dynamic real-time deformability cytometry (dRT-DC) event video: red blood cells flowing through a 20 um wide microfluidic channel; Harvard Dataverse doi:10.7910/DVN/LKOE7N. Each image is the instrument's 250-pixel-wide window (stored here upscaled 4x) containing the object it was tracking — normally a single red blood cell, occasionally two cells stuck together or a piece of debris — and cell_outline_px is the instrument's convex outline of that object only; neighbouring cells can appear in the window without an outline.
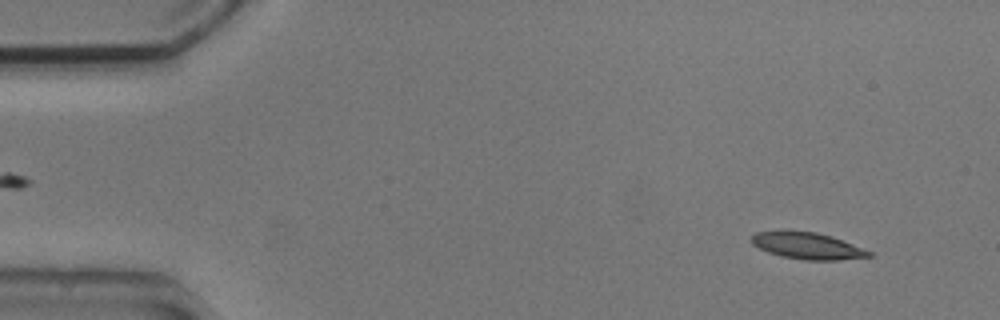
{"species": "common noctule bat (a hibernating species)", "species_latin": "Nyctalus noctula", "temperature_condition": "cold", "stored_images_in_passage": 54, "camera_frame_rate_fps": 3000, "um_per_image_px": 0.085, "animal": {"sex": "male", "body_mass_g": 20.5, "forearm_length_mm": 52.5}, "frame": {"image": 1, "passage_image": 5, "time_ms": 1.333, "image_size_px": [1000, 320], "cell_outline_px": [[872, 256], [836, 260], [804, 260], [780, 256], [768, 252], [752, 244], [752, 236], [756, 232], [780, 228], [816, 232], [832, 236], [872, 252]], "centroid_in_image_um": [68.56, 20.85], "position_along_channel_um": 16.4, "area_um2": 18.61}}
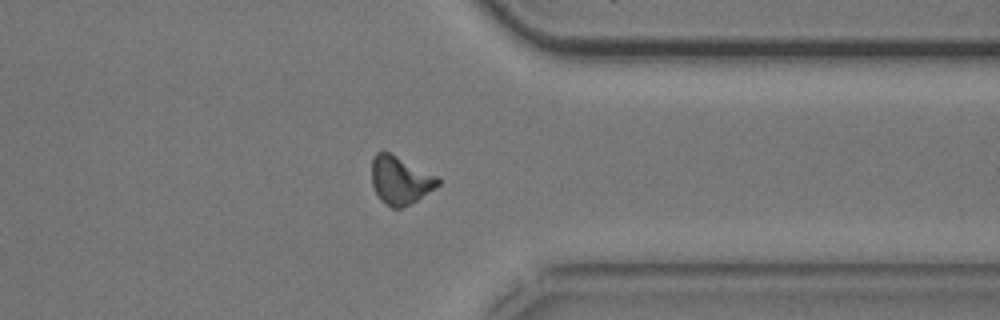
{"frame": {"image": 2, "passage_image": 42, "time_ms": 13.667, "image_size_px": [1000, 320], "cell_outline_px": [[440, 184], [416, 200], [400, 208], [392, 208], [384, 204], [380, 200], [372, 184], [372, 160], [376, 152], [388, 152], [440, 176]], "centroid_in_image_um": [34.02, 15.31], "position_along_channel_um": 377.4, "area_um2": 18.44}}
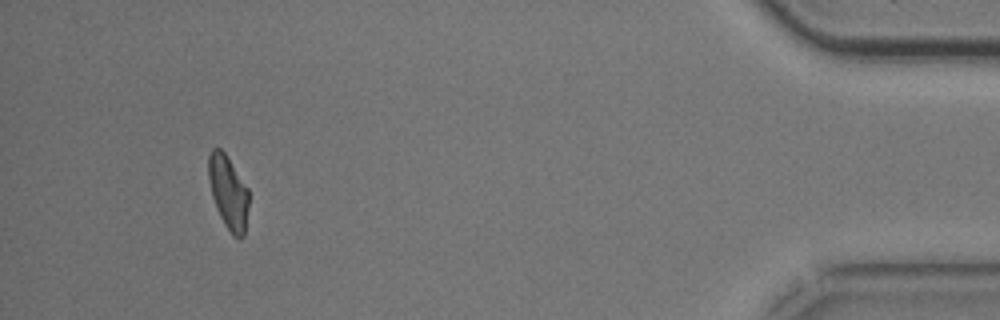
{"frame": {"image": 3, "passage_image": 50, "time_ms": 16.333, "image_size_px": [1000, 320], "cell_outline_px": [[248, 204], [244, 236], [240, 240], [232, 236], [224, 224], [216, 208], [212, 196], [208, 180], [208, 156], [212, 148], [220, 148], [224, 152], [248, 188]], "centroid_in_image_um": [19.39, 16.37], "position_along_channel_um": 415.8, "area_um2": 17.28}, "authors_computed_cell_mechanics": {"area_um2": 18.4671, "velocity_mm_per_s": 3.7783, "shape_relaxation_time_tau1_ms": 2.9847, "shape_relaxation_time_tau2_ms": 3.5138, "deformation_change_tau1": 0.1243, "deformation_change_tau2": 0.0992}}